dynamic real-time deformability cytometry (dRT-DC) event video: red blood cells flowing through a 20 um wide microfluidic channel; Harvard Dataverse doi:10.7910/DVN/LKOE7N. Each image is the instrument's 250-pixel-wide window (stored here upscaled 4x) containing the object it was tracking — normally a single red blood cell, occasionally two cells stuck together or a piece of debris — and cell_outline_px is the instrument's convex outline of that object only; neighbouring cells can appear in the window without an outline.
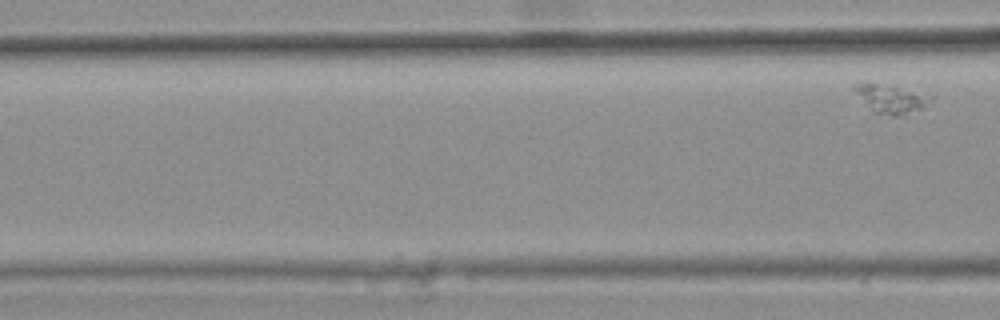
{"species": "common noctule bat (a hibernating species)", "species_latin": "Nyctalus noctula", "temperature_condition": "warm", "stored_images_in_passage": 8, "camera_frame_rate_fps": 3000, "um_per_image_px": 0.085, "animal": {"sex": "female", "body_mass_g": 25.1}, "frame": {"image": 1, "passage_image": 8, "time_ms": 2.333, "image_size_px": [1000, 320], "cell_outline_px": [[936, 96], [928, 104], [920, 108], [896, 116], [892, 116], [872, 112], [852, 88], [852, 84], [864, 80], [868, 80], [936, 92]], "centroid_in_image_um": [75.8, 8.28], "position_along_channel_um": 90.8, "area_um2": 13.93}}